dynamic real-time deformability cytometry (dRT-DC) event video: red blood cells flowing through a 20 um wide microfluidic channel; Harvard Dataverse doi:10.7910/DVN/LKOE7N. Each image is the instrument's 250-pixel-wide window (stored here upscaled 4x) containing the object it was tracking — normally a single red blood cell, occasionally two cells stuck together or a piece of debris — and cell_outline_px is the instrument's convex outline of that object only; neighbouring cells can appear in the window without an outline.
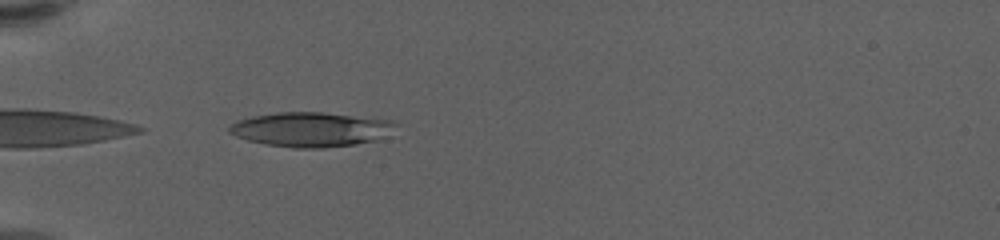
{"species": "human", "species_latin": "Homo sapiens", "temperature_condition": "warm", "stored_images_in_passage": 40, "camera_frame_rate_fps": 3000, "um_per_image_px": 0.085, "donor": {"sex": "female"}, "frame": {"image": 1, "passage_image": 1, "time_ms": 0.0, "image_size_px": [1000, 240], "cell_outline_px": [[396, 124], [376, 140], [356, 144], [324, 148], [292, 148], [268, 144], [248, 140], [236, 136], [228, 132], [228, 128], [232, 124], [240, 120], [252, 116], [276, 112], [324, 112], [392, 120]], "centroid_in_image_um": [26.37, 10.99], "position_along_channel_um": 58.6, "area_um2": 33.06}}
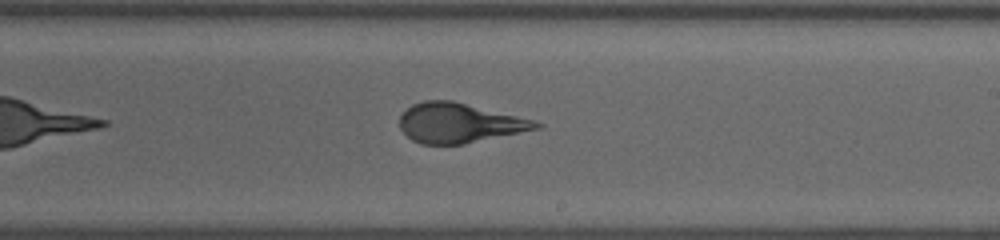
{"frame": {"image": 2, "passage_image": 18, "time_ms": 5.667, "image_size_px": [1000, 240], "cell_outline_px": [[544, 124], [540, 128], [464, 144], [420, 144], [412, 140], [400, 128], [400, 116], [412, 104], [424, 100], [452, 100], [536, 120]], "centroid_in_image_um": [39.05, 10.45], "position_along_channel_um": 249.9, "area_um2": 31.5}}
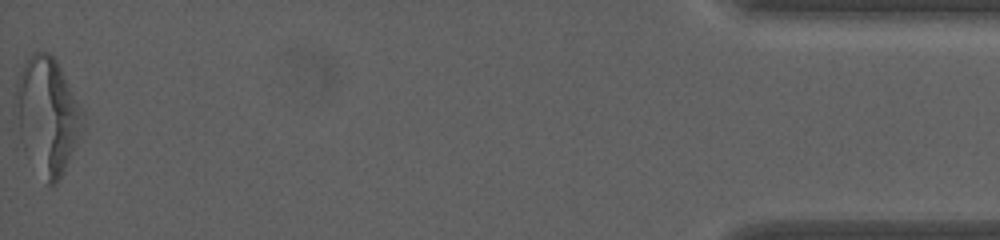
{"frame": {"image": 3, "passage_image": 40, "time_ms": 13.0, "image_size_px": [1000, 240], "cell_outline_px": [[84, 128], [64, 172], [56, 184], [48, 188], [24, 152], [12, 116], [16, 80], [24, 64], [32, 52], [48, 52], [56, 60], [84, 112]], "centroid_in_image_um": [3.97, 9.89], "position_along_channel_um": 431.2, "area_um2": 46.82}, "authors_computed_cell_mechanics": {"area_um2": 32.368, "velocity_mm_per_s": 3.6047, "shape_relaxation_time_tau1_ms": 4.7413, "shape_relaxation_time_tau2_ms": 0.8493, "deformation_change_tau1": 0.1998, "deformation_change_tau2": 0.1046}}